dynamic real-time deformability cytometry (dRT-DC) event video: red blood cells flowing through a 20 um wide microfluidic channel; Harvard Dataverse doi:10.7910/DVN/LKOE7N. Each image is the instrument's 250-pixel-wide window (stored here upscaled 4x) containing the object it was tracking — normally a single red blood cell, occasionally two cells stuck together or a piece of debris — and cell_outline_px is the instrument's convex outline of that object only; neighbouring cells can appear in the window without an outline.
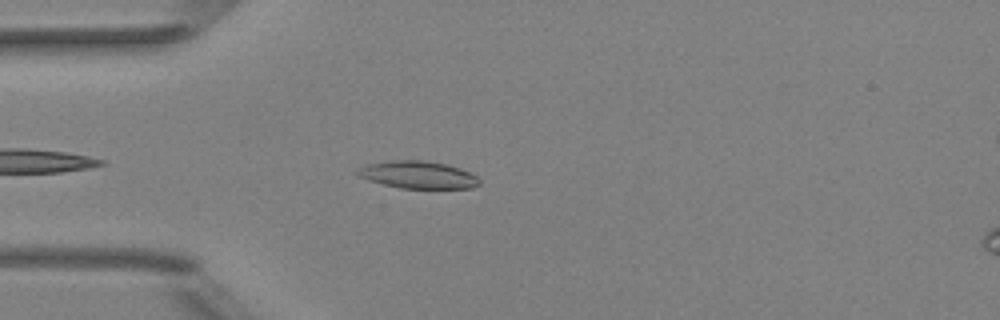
{"species": "Egyptian fruit bat (a non-hibernating species)", "species_latin": "Rousettus aegyptiacus", "temperature_condition": "room temperature", "stored_images_in_passage": 27, "camera_frame_rate_fps": 3000, "um_per_image_px": 0.085, "animal": {"sex": "female"}, "frame": {"image": 1, "passage_image": 4, "time_ms": 1.0, "image_size_px": [1000, 320], "cell_outline_px": [[480, 184], [472, 188], [400, 188], [368, 180], [352, 172], [356, 168], [364, 164], [392, 160], [424, 160], [448, 164], [460, 168], [476, 176], [480, 180]], "centroid_in_image_um": [35.48, 14.84], "position_along_channel_um": 49.5, "area_um2": 19.65}}
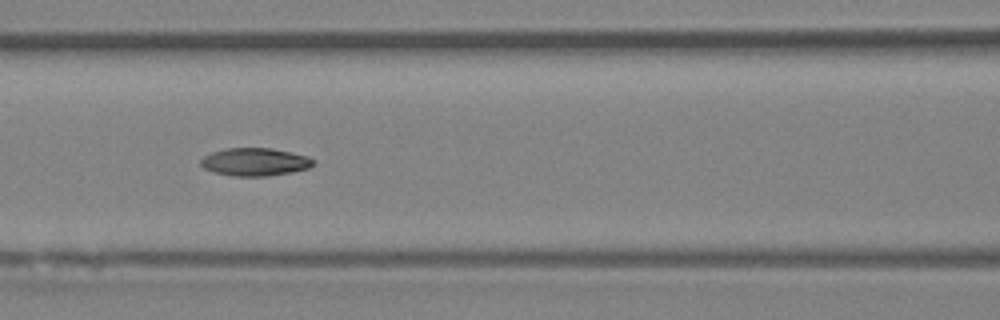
{"frame": {"image": 2, "passage_image": 12, "time_ms": 3.667, "image_size_px": [1000, 320], "cell_outline_px": [[316, 164], [308, 168], [292, 172], [268, 176], [232, 176], [216, 172], [204, 168], [200, 164], [200, 160], [204, 156], [212, 152], [228, 148], [272, 148], [292, 152], [308, 156], [316, 160]], "centroid_in_image_um": [21.72, 13.76], "position_along_channel_um": 144.9, "area_um2": 18.38}}
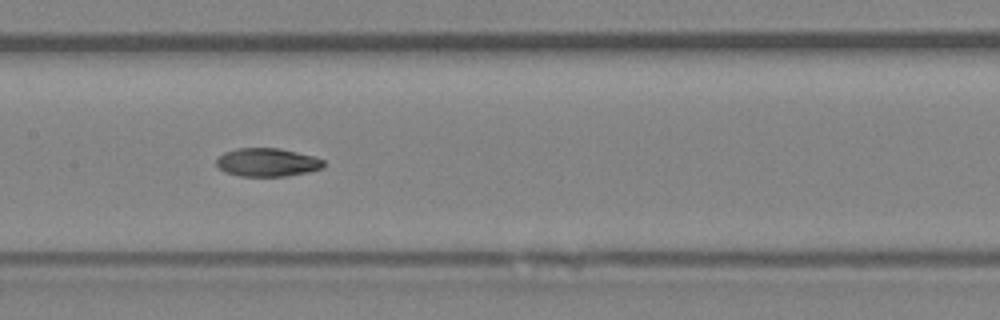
{"frame": {"image": 3, "passage_image": 15, "time_ms": 4.667, "image_size_px": [1000, 320], "cell_outline_px": [[324, 168], [308, 172], [288, 176], [240, 176], [224, 172], [216, 164], [216, 160], [224, 152], [236, 148], [280, 148], [312, 156], [324, 160]], "centroid_in_image_um": [22.72, 13.8], "position_along_channel_um": 184.7, "area_um2": 17.74}, "authors_computed_cell_mechanics": {"area_um2": 18.7272, "velocity_mm_per_s": 4.0285, "shape_relaxation_time_tau1_ms": 1.7896, "shape_relaxation_time_tau2_ms": null, "deformation_change_tau1": 0.099, "deformation_change_tau2": null}}